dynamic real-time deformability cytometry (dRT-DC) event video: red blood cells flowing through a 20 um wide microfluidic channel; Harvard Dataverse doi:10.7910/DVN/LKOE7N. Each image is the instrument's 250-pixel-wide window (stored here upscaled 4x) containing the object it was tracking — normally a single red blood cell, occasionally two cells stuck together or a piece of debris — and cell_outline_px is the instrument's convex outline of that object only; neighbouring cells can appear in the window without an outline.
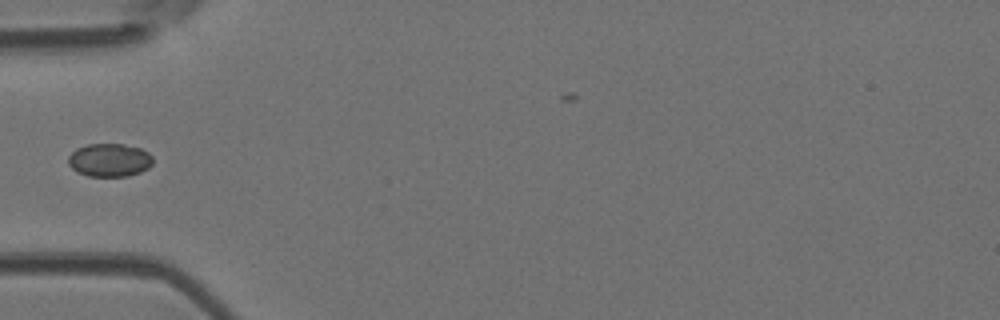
{"species": "Egyptian fruit bat (a non-hibernating species)", "species_latin": "Rousettus aegyptiacus", "temperature_condition": "room temperature", "stored_images_in_passage": 5, "segment_of_instrument_passage": [2, 2], "camera_frame_rate_fps": 3000, "um_per_image_px": 0.085, "animal": {"sex": "female"}, "frame": {"image": 1, "passage_image": 4, "time_ms": 1.0, "image_size_px": [1000, 320], "cell_outline_px": [[152, 164], [148, 168], [140, 172], [128, 176], [88, 176], [76, 172], [68, 164], [68, 156], [76, 148], [88, 144], [124, 144], [140, 148], [148, 152], [152, 156]], "centroid_in_image_um": [9.29, 13.6], "position_along_channel_um": 75.7, "area_um2": 16.47}}
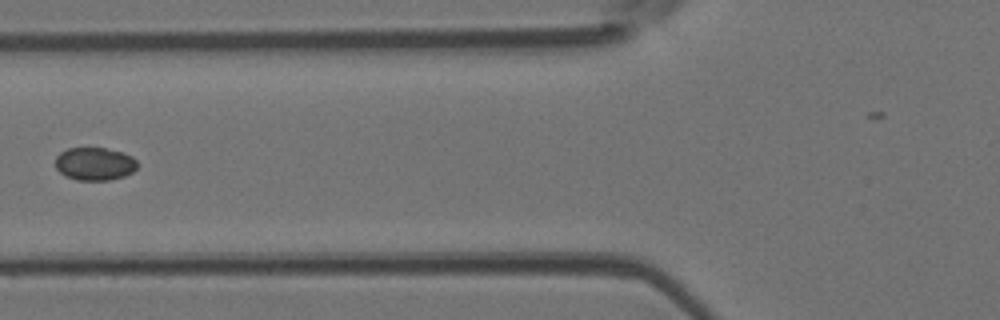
{"frame": {"image": 2, "passage_image": 5, "time_ms": 1.333, "image_size_px": [1000, 320], "cell_outline_px": [[136, 168], [132, 172], [124, 176], [108, 180], [76, 180], [60, 172], [56, 168], [56, 156], [60, 152], [68, 148], [104, 148], [120, 152], [132, 156], [136, 160]], "centroid_in_image_um": [8.03, 13.92], "position_along_channel_um": 117.8, "area_um2": 15.55}}